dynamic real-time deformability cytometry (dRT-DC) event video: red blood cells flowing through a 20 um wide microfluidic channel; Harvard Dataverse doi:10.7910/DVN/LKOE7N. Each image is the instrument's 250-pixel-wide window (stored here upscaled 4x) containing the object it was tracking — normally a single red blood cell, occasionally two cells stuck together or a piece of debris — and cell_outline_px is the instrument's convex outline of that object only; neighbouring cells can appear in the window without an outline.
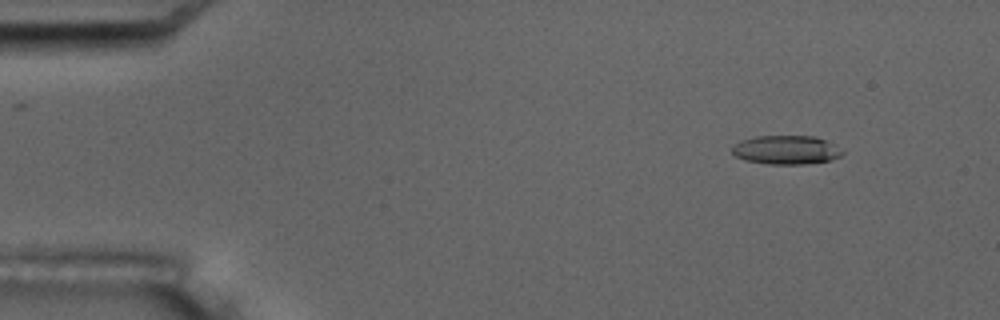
{"species": "common noctule bat (a hibernating species)", "species_latin": "Nyctalus noctula", "temperature_condition": "room temperature", "stored_images_in_passage": 5, "camera_frame_rate_fps": 3000, "um_per_image_px": 0.085, "animal": {"sex": "male", "body_mass_g": 17.5, "forearm_length_mm": 52.3}, "frame": {"image": 1, "passage_image": 1, "time_ms": 0.0, "image_size_px": [1000, 320], "cell_outline_px": [[844, 152], [840, 156], [828, 160], [804, 164], [768, 164], [744, 160], [736, 156], [732, 152], [732, 144], [740, 140], [756, 136], [816, 136], [824, 140]], "centroid_in_image_um": [66.74, 12.74], "position_along_channel_um": 18.3, "area_um2": 18.38}}
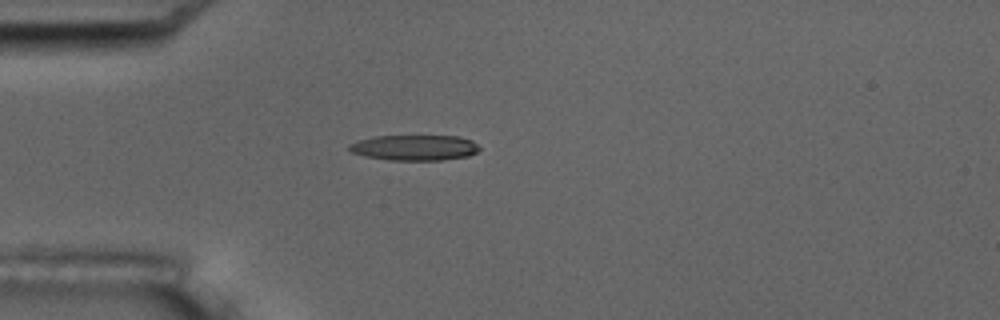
{"frame": {"image": 2, "passage_image": 4, "time_ms": 3.333, "image_size_px": [1000, 320], "cell_outline_px": [[480, 148], [476, 152], [468, 156], [444, 160], [388, 160], [364, 156], [352, 152], [348, 148], [348, 144], [356, 140], [376, 136], [460, 136], [472, 140]], "centroid_in_image_um": [35.22, 12.55], "position_along_channel_um": 49.8, "area_um2": 19.48}}